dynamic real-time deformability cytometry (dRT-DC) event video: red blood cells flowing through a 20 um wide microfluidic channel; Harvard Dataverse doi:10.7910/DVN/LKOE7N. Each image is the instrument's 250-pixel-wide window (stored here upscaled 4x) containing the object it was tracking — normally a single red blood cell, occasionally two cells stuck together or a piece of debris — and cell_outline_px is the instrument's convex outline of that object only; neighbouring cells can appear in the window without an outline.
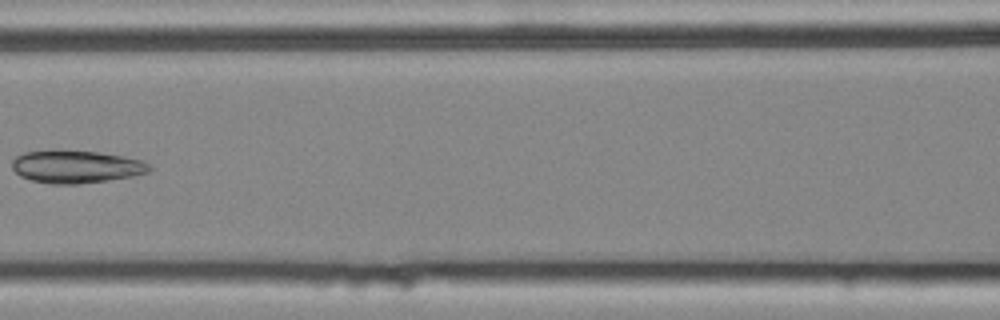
{"species": "common noctule bat (a hibernating species)", "species_latin": "Nyctalus noctula", "temperature_condition": "cold", "stored_images_in_passage": 6, "camera_frame_rate_fps": 3000, "um_per_image_px": 0.085, "animal": {"sex": "female", "body_mass_g": 25.1}, "frame": {"image": 1, "passage_image": 6, "time_ms": 1.667, "image_size_px": [1000, 320], "cell_outline_px": [[152, 168], [148, 172], [132, 176], [80, 184], [52, 184], [32, 180], [20, 176], [12, 168], [12, 160], [16, 156], [24, 152], [56, 148], [100, 152], [124, 156], [140, 160], [148, 164]], "centroid_in_image_um": [6.42, 14.14], "position_along_channel_um": 160.2, "area_um2": 26.59}}